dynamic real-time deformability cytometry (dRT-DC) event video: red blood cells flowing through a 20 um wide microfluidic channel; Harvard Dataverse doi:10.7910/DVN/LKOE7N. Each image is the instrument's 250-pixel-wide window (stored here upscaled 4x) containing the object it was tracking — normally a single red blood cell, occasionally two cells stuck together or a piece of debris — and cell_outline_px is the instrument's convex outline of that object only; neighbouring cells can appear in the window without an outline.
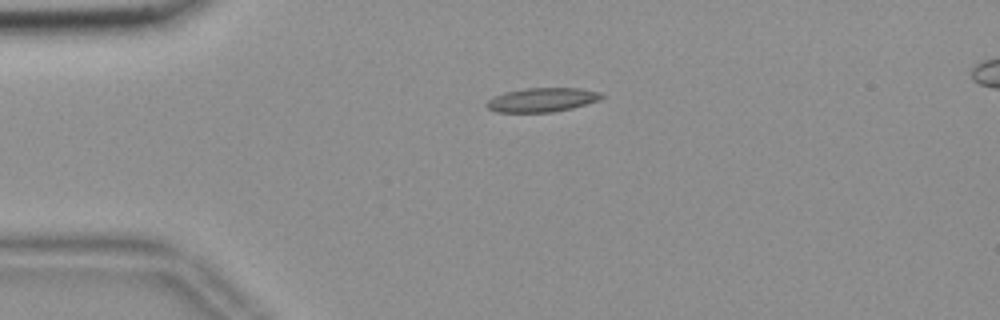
{"species": "common noctule bat (a hibernating species)", "species_latin": "Nyctalus noctula", "temperature_condition": "room temperature", "stored_images_in_passage": 43, "camera_frame_rate_fps": 3000, "um_per_image_px": 0.085, "animal": {"sex": "female", "body_mass_g": 18.4}, "frame": {"image": 1, "passage_image": 1, "time_ms": 0.0, "image_size_px": [1000, 320], "cell_outline_px": [[604, 96], [596, 100], [572, 108], [552, 112], [496, 112], [488, 108], [484, 104], [488, 100], [504, 92], [524, 88], [580, 88], [600, 92]], "centroid_in_image_um": [46.03, 8.48], "position_along_channel_um": 39.0, "area_um2": 15.95}}
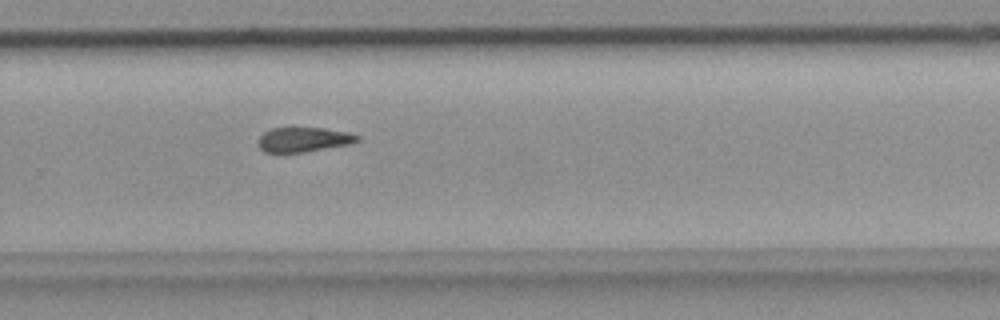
{"frame": {"image": 2, "passage_image": 25, "time_ms": 8.0, "image_size_px": [1000, 320], "cell_outline_px": [[360, 140], [352, 144], [280, 156], [264, 152], [260, 148], [260, 136], [264, 132], [272, 128], [324, 128], [348, 132], [360, 136]], "centroid_in_image_um": [25.8, 11.91], "position_along_channel_um": 304.0, "area_um2": 14.74}}
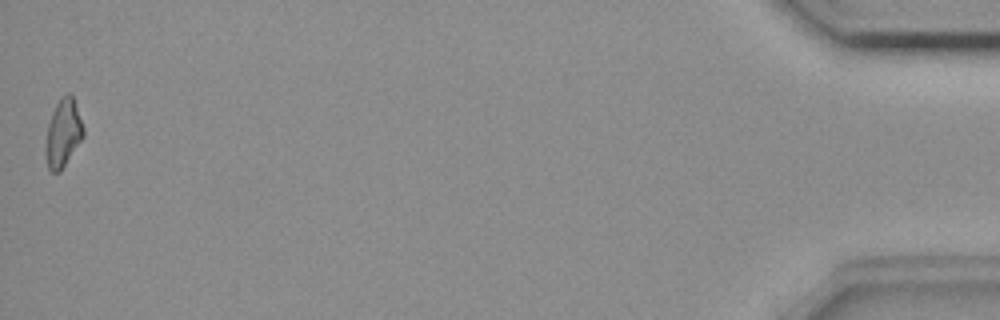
{"frame": {"image": 3, "passage_image": 43, "time_ms": 14.0, "image_size_px": [1000, 320], "cell_outline_px": [[84, 136], [60, 172], [52, 172], [48, 168], [44, 152], [44, 148], [48, 124], [52, 112], [60, 96], [68, 92], [72, 96], [84, 128]], "centroid_in_image_um": [5.34, 11.33], "position_along_channel_um": 429.9, "area_um2": 14.97}, "authors_computed_cell_mechanics": {"area_um2": 15.0858, "velocity_mm_per_s": 3.6914, "shape_relaxation_time_tau1_ms": null, "shape_relaxation_time_tau2_ms": 6.6235, "deformation_change_tau1": null, "deformation_change_tau2": 0.1436}}